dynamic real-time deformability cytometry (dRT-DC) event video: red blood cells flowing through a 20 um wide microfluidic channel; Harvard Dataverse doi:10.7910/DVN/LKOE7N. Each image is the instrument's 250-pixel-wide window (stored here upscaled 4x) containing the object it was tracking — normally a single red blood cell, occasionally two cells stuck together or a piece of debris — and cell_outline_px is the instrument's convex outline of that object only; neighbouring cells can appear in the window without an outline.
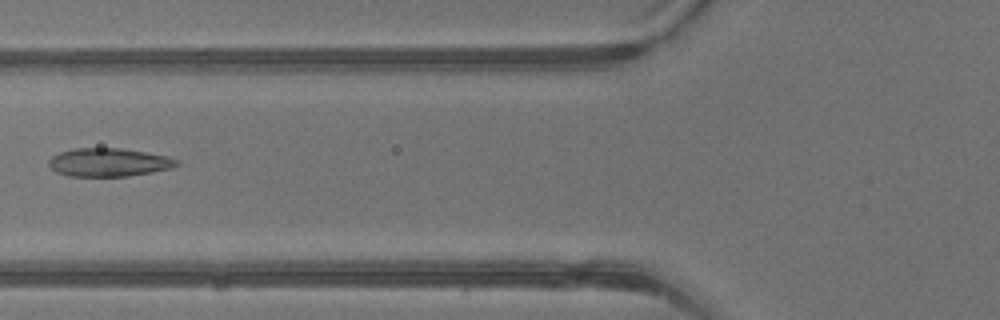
{"species": "common noctule bat (a hibernating species)", "species_latin": "Nyctalus noctula", "temperature_condition": "warm", "stored_images_in_passage": 3, "camera_frame_rate_fps": 3000, "um_per_image_px": 0.085, "animal": {"sex": "male", "body_mass_g": 13.3}, "frame": {"image": 1, "passage_image": 3, "time_ms": 0.667, "image_size_px": [1000, 320], "cell_outline_px": [[180, 164], [172, 168], [152, 172], [128, 176], [68, 176], [56, 172], [48, 164], [48, 160], [52, 156], [60, 152], [76, 148], [120, 148], [168, 156], [176, 160]], "centroid_in_image_um": [9.23, 13.8], "position_along_channel_um": 116.6, "area_um2": 21.04}}